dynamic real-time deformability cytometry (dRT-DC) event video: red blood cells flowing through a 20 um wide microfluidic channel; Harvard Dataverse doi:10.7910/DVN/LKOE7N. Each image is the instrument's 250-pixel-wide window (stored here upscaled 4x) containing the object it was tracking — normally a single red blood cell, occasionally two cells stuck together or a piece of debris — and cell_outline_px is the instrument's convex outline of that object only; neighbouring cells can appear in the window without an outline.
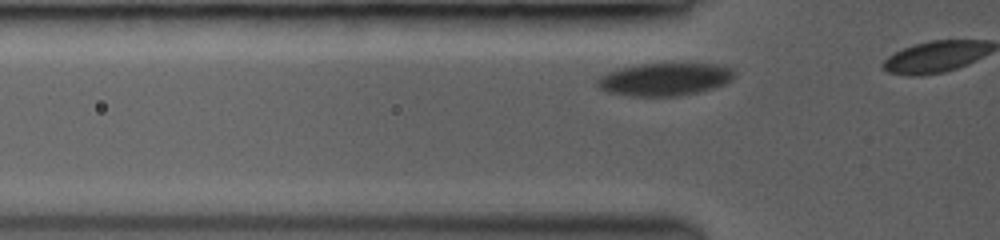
{"species": "common noctule bat (a hibernating species)", "species_latin": "Nyctalus noctula", "temperature_condition": "room temperature", "stored_images_in_passage": 7, "camera_frame_rate_fps": 3500, "um_per_image_px": 0.085, "animal": {"sex": "female", "body_mass_g": 19.0, "forearm_length_mm": 53.3}, "frame": {"image": 1, "passage_image": 4, "time_ms": 0.857, "image_size_px": [1000, 240], "cell_outline_px": [[732, 80], [724, 84], [696, 92], [672, 96], [636, 96], [612, 92], [600, 88], [596, 84], [596, 80], [600, 76], [616, 68], [640, 64], [716, 64], [732, 68]], "centroid_in_image_um": [56.46, 6.72], "position_along_channel_um": 69.3, "area_um2": 25.61}}